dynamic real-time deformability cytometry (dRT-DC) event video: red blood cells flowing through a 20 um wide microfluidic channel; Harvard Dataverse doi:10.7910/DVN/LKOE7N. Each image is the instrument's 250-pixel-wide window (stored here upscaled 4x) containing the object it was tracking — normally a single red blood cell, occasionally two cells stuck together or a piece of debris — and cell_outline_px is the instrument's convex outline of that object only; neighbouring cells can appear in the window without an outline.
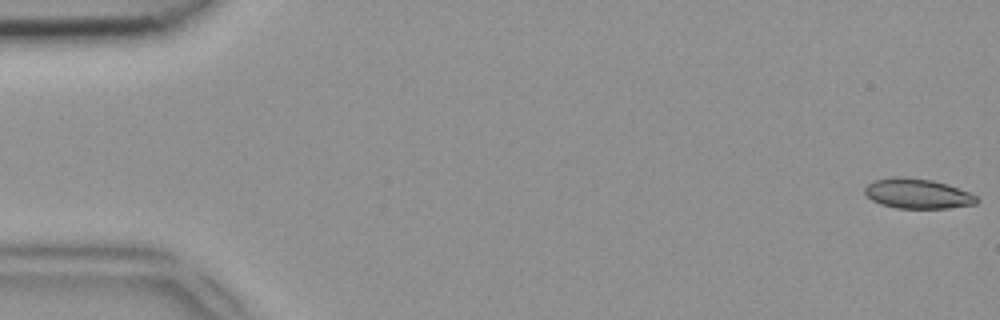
{"species": "common noctule bat (a hibernating species)", "species_latin": "Nyctalus noctula", "temperature_condition": "room temperature", "stored_images_in_passage": 50, "camera_frame_rate_fps": 3000, "um_per_image_px": 0.085, "animal": {"sex": "female", "body_mass_g": 18.4}, "frame": {"image": 1, "passage_image": 1, "time_ms": 0.0, "image_size_px": [1000, 320], "cell_outline_px": [[980, 200], [976, 204], [948, 208], [896, 208], [880, 204], [872, 200], [864, 192], [864, 188], [868, 184], [876, 180], [892, 176], [904, 176], [932, 180], [948, 184], [968, 192], [976, 196]], "centroid_in_image_um": [77.99, 16.45], "position_along_channel_um": 7.0, "area_um2": 19.59}}
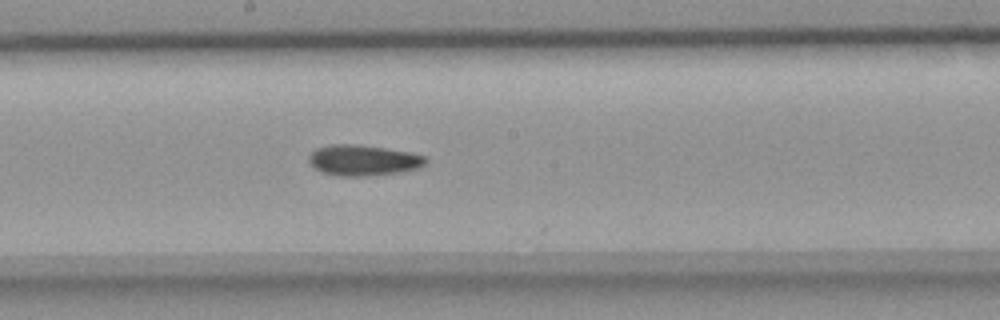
{"frame": {"image": 2, "passage_image": 27, "time_ms": 8.667, "image_size_px": [1000, 320], "cell_outline_px": [[428, 160], [424, 164], [416, 168], [396, 172], [364, 176], [340, 176], [320, 172], [308, 160], [308, 156], [316, 148], [332, 144], [360, 144], [408, 152], [424, 156]], "centroid_in_image_um": [30.82, 13.61], "position_along_channel_um": 217.4, "area_um2": 20.63}}
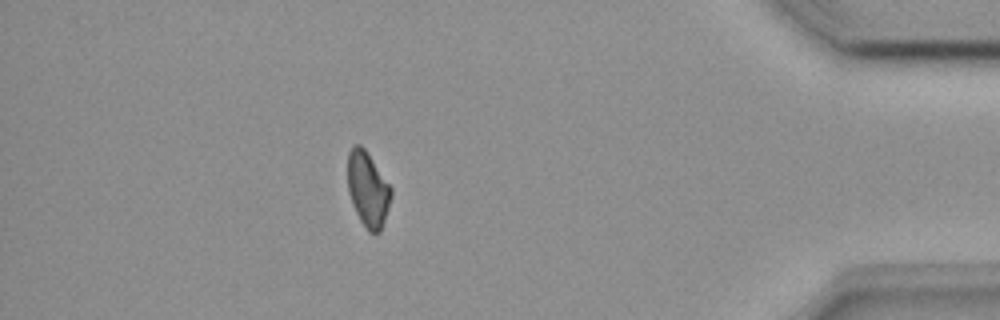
{"frame": {"image": 3, "passage_image": 44, "time_ms": 14.333, "image_size_px": [1000, 320], "cell_outline_px": [[392, 196], [380, 232], [368, 232], [360, 220], [352, 204], [348, 192], [348, 152], [356, 144], [360, 144], [364, 148], [392, 188]], "centroid_in_image_um": [31.26, 16.09], "position_along_channel_um": 403.9, "area_um2": 18.79}}